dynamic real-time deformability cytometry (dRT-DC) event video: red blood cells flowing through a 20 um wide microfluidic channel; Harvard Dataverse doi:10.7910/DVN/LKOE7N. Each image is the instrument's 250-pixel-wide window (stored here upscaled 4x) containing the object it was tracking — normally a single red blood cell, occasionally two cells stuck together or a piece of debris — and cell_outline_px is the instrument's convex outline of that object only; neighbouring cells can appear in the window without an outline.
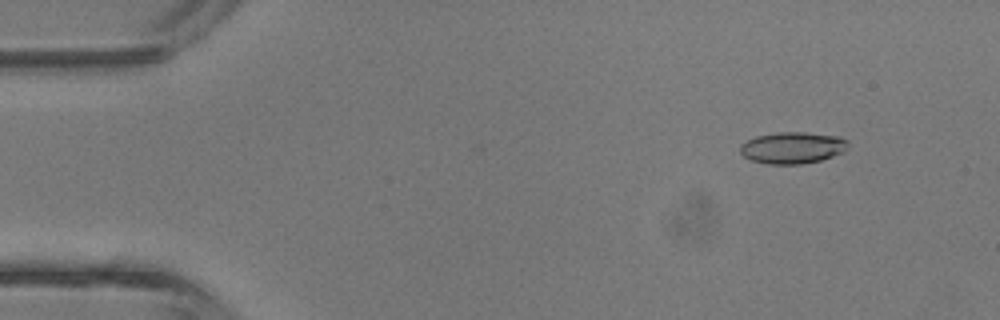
{"species": "common noctule bat (a hibernating species)", "species_latin": "Nyctalus noctula", "temperature_condition": "room temperature", "stored_images_in_passage": 39, "camera_frame_rate_fps": 3000, "um_per_image_px": 0.085, "animal": {"sex": "male", "body_mass_g": 13.3}, "frame": {"image": 1, "passage_image": 1, "time_ms": 0.0, "image_size_px": [1000, 320], "cell_outline_px": [[848, 144], [844, 152], [820, 160], [800, 164], [768, 164], [752, 160], [744, 156], [740, 152], [740, 144], [756, 136], [776, 132], [804, 132], [840, 136], [848, 140]], "centroid_in_image_um": [67.37, 12.55], "position_along_channel_um": 17.6, "area_um2": 19.88}}
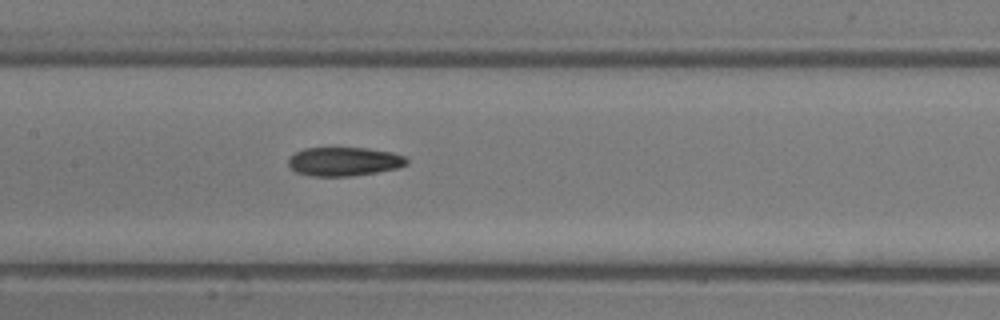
{"frame": {"image": 2, "passage_image": 17, "time_ms": 5.333, "image_size_px": [1000, 320], "cell_outline_px": [[408, 164], [396, 168], [376, 172], [352, 176], [312, 176], [296, 172], [288, 164], [288, 160], [296, 152], [304, 148], [368, 148], [392, 152], [404, 156], [408, 160]], "centroid_in_image_um": [29.26, 13.73], "position_along_channel_um": 178.1, "area_um2": 19.77}}
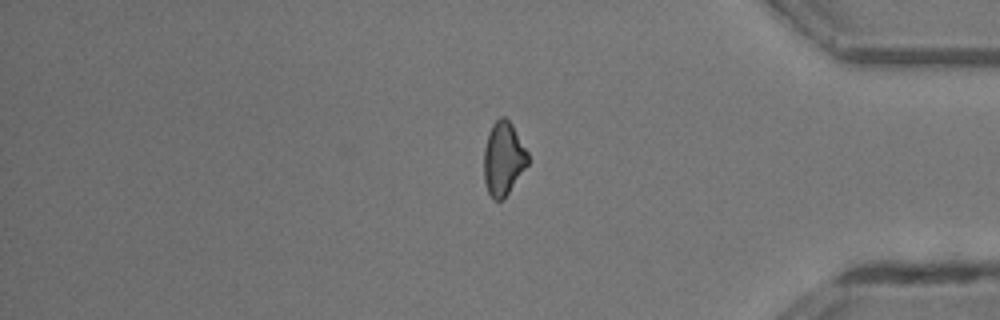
{"frame": {"image": 3, "passage_image": 32, "time_ms": 10.333, "image_size_px": [1000, 320], "cell_outline_px": [[528, 164], [504, 200], [492, 200], [488, 192], [484, 180], [484, 148], [488, 132], [492, 124], [500, 116], [504, 116], [512, 124], [528, 152]], "centroid_in_image_um": [42.78, 13.49], "position_along_channel_um": 392.4, "area_um2": 19.02}, "authors_computed_cell_mechanics": {"area_um2": 19.8254, "velocity_mm_per_s": 4.8235, "shape_relaxation_time_tau1_ms": 5.4775, "shape_relaxation_time_tau2_ms": 4.1691, "deformation_change_tau1": 0.1454, "deformation_change_tau2": 0.1179}}